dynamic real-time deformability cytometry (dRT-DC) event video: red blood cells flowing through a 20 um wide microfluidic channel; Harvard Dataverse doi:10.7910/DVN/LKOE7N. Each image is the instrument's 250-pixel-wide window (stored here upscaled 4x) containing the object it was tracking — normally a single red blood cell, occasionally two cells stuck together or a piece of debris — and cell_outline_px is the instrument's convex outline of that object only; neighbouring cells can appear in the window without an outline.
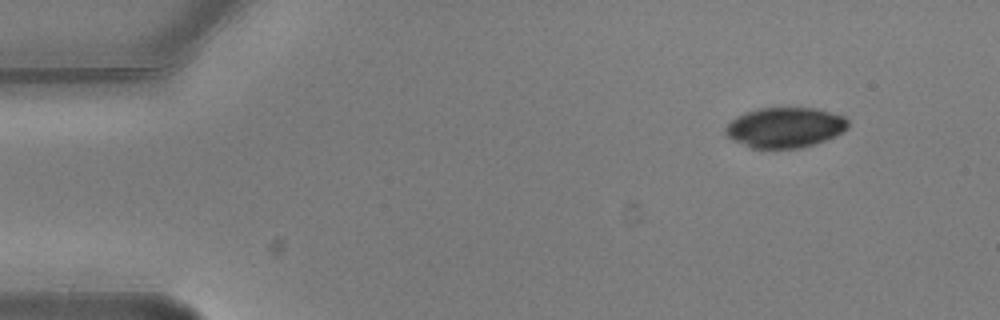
{"species": "common noctule bat (a hibernating species)", "species_latin": "Nyctalus noctula", "temperature_condition": "warm", "stored_images_in_passage": 4, "camera_frame_rate_fps": 3000, "um_per_image_px": 0.085, "animal": {"sex": "male", "body_mass_g": 20.5, "forearm_length_mm": 52.5}, "frame": {"image": 1, "passage_image": 1, "time_ms": 0.0, "image_size_px": [1000, 320], "cell_outline_px": [[848, 128], [844, 132], [824, 140], [800, 148], [752, 148], [732, 140], [724, 132], [724, 128], [736, 116], [744, 112], [760, 108], [816, 108], [844, 116], [848, 120]], "centroid_in_image_um": [66.71, 10.83], "position_along_channel_um": 18.3, "area_um2": 28.73}}